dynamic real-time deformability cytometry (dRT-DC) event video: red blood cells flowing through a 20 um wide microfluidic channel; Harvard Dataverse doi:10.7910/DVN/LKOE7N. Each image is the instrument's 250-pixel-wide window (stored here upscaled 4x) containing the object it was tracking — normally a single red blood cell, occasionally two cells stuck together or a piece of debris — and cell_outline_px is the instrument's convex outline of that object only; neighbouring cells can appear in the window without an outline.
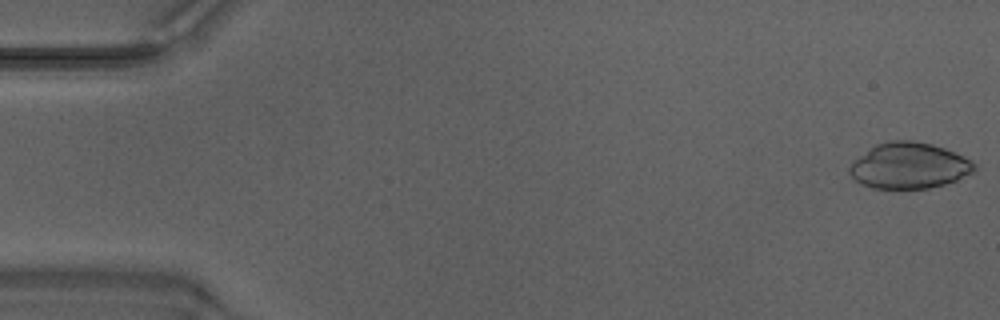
{"species": "Egyptian fruit bat (a non-hibernating species)", "species_latin": "Rousettus aegyptiacus", "temperature_condition": "warm", "stored_images_in_passage": 48, "camera_frame_rate_fps": 3000, "um_per_image_px": 0.085, "animal": {"sex": "male"}, "frame": {"image": 1, "passage_image": 1, "time_ms": 0.0, "image_size_px": [1000, 320], "cell_outline_px": [[976, 168], [972, 172], [956, 180], [944, 184], [928, 188], [872, 188], [852, 180], [848, 172], [848, 168], [852, 160], [876, 144], [888, 140], [912, 140], [932, 144], [944, 148], [964, 156], [972, 160], [976, 164]], "centroid_in_image_um": [77.23, 14.07], "position_along_channel_um": 7.8, "area_um2": 33.64}}